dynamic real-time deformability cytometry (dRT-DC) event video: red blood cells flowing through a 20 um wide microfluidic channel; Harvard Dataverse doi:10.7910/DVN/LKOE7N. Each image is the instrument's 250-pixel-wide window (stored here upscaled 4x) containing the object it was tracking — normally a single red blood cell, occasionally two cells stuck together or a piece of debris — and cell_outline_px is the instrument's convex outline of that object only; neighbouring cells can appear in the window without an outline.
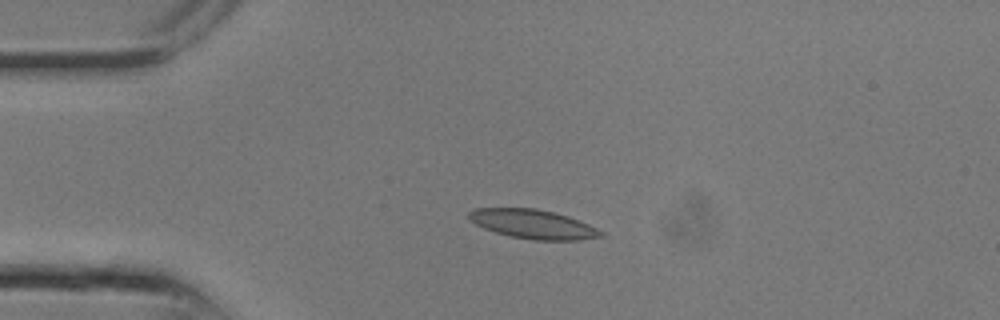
{"species": "common noctule bat (a hibernating species)", "species_latin": "Nyctalus noctula", "temperature_condition": "room temperature", "stored_images_in_passage": 6, "camera_frame_rate_fps": 3000, "um_per_image_px": 0.085, "animal": {"sex": "male", "body_mass_g": 13.3}, "frame": {"image": 1, "passage_image": 3, "time_ms": 0.667, "image_size_px": [1000, 320], "cell_outline_px": [[604, 236], [580, 240], [532, 240], [512, 236], [496, 232], [484, 228], [468, 220], [468, 212], [476, 208], [536, 208], [568, 216], [588, 224], [604, 232]], "centroid_in_image_um": [45.3, 19.05], "position_along_channel_um": 39.7, "area_um2": 22.31}}
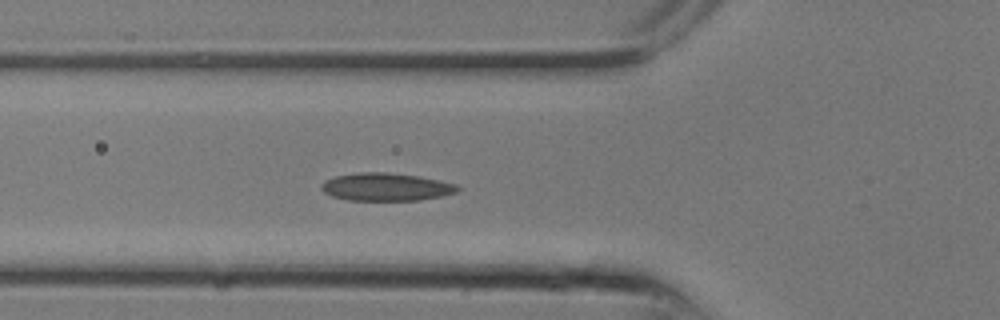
{"frame": {"image": 2, "passage_image": 6, "time_ms": 1.667, "image_size_px": [1000, 320], "cell_outline_px": [[460, 188], [456, 192], [440, 196], [420, 200], [348, 200], [332, 196], [324, 192], [320, 188], [320, 184], [324, 180], [336, 176], [360, 172], [388, 172], [420, 176], [456, 184]], "centroid_in_image_um": [32.78, 15.88], "position_along_channel_um": 93.0, "area_um2": 22.08}}